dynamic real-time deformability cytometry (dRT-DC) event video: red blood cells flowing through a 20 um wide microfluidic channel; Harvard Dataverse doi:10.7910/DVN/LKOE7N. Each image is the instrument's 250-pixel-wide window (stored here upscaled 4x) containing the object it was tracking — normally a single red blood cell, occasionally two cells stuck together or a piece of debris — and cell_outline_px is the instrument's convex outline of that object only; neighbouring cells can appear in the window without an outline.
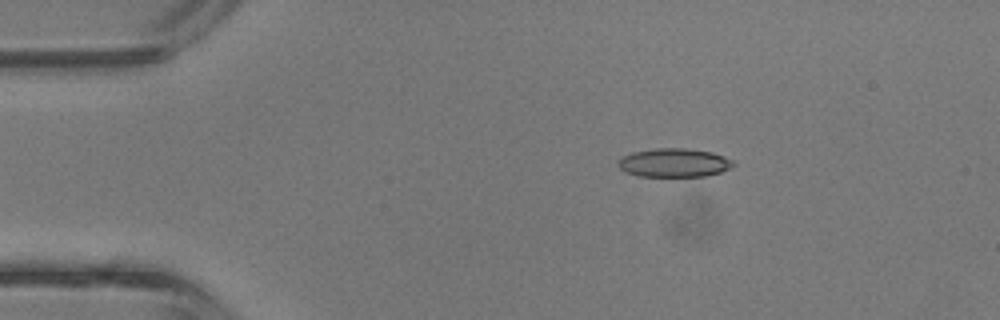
{"species": "common noctule bat (a hibernating species)", "species_latin": "Nyctalus noctula", "temperature_condition": "room temperature", "stored_images_in_passage": 2, "camera_frame_rate_fps": 3000, "um_per_image_px": 0.085, "animal": {"sex": "male", "body_mass_g": 13.3}, "frame": {"image": 1, "passage_image": 1, "time_ms": 0.0, "image_size_px": [1000, 320], "cell_outline_px": [[736, 164], [720, 172], [704, 176], [640, 176], [628, 172], [620, 168], [616, 164], [624, 156], [632, 152], [656, 148], [688, 148], [712, 152], [724, 156], [732, 160]], "centroid_in_image_um": [57.31, 13.82], "position_along_channel_um": 27.7, "area_um2": 19.07}}